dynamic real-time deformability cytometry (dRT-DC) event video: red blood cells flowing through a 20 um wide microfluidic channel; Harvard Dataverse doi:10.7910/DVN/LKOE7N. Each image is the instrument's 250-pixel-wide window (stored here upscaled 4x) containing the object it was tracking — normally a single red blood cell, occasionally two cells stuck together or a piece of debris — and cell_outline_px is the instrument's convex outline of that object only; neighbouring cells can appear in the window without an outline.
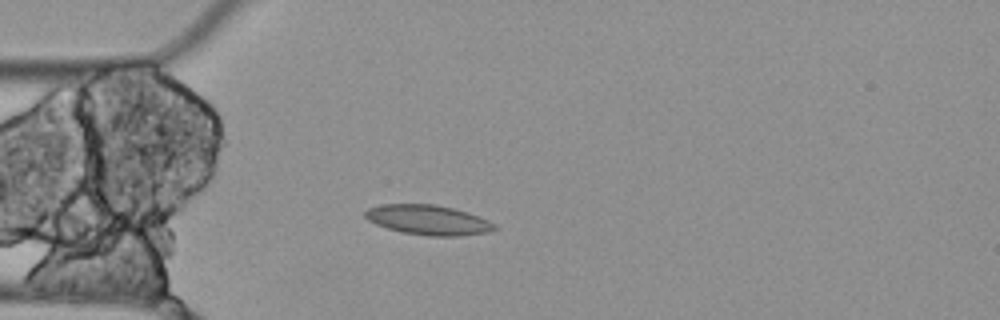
{"species": "Egyptian fruit bat (a non-hibernating species)", "species_latin": "Rousettus aegyptiacus", "temperature_condition": "cold", "stored_images_in_passage": 4, "segment_of_instrument_passage": [1, 2], "camera_frame_rate_fps": 3000, "um_per_image_px": 0.085, "animal": {"sex": "female"}, "frame": {"image": 1, "passage_image": 3, "time_ms": 0.667, "image_size_px": [1000, 320], "cell_outline_px": [[500, 228], [488, 232], [456, 236], [428, 236], [404, 232], [388, 228], [376, 224], [368, 220], [364, 216], [364, 212], [368, 208], [384, 204], [436, 204], [468, 212], [488, 220], [496, 224]], "centroid_in_image_um": [36.42, 18.69], "position_along_channel_um": 48.6, "area_um2": 22.48}}